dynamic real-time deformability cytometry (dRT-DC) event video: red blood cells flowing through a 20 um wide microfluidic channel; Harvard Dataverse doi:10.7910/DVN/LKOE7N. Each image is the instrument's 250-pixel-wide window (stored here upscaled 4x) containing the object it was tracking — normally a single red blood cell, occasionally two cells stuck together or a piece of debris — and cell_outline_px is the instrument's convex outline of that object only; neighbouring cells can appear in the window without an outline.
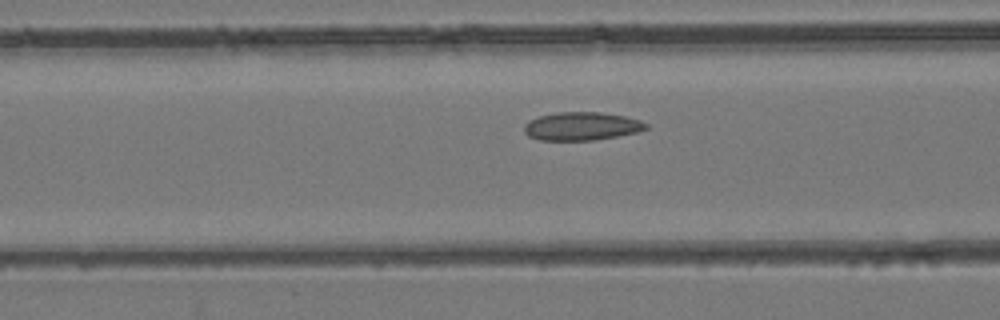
{"species": "common noctule bat (a hibernating species)", "species_latin": "Nyctalus noctula", "temperature_condition": "room temperature", "stored_images_in_passage": 37, "camera_frame_rate_fps": 3000, "um_per_image_px": 0.085, "animal": {"sex": "female", "body_mass_g": 24.6, "forearm_length_mm": 56.2}, "frame": {"image": 1, "passage_image": 14, "time_ms": 4.333, "image_size_px": [1000, 320], "cell_outline_px": [[648, 128], [636, 132], [616, 136], [592, 140], [540, 140], [528, 136], [524, 132], [524, 124], [528, 120], [540, 116], [556, 112], [600, 112], [624, 116], [640, 120], [648, 124]], "centroid_in_image_um": [49.41, 10.72], "position_along_channel_um": 117.2, "area_um2": 20.0}}
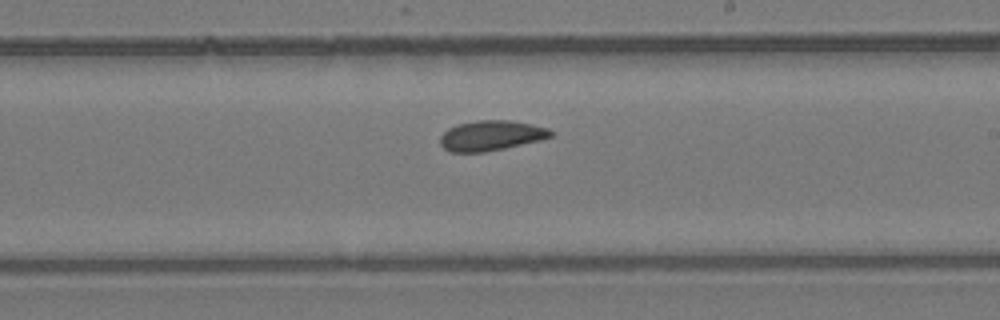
{"frame": {"image": 2, "passage_image": 23, "time_ms": 7.333, "image_size_px": [1000, 320], "cell_outline_px": [[552, 136], [540, 140], [504, 148], [484, 152], [448, 152], [440, 144], [440, 136], [448, 128], [456, 124], [476, 120], [508, 120], [532, 124], [548, 128], [552, 132]], "centroid_in_image_um": [41.7, 11.52], "position_along_channel_um": 247.3, "area_um2": 19.42}}
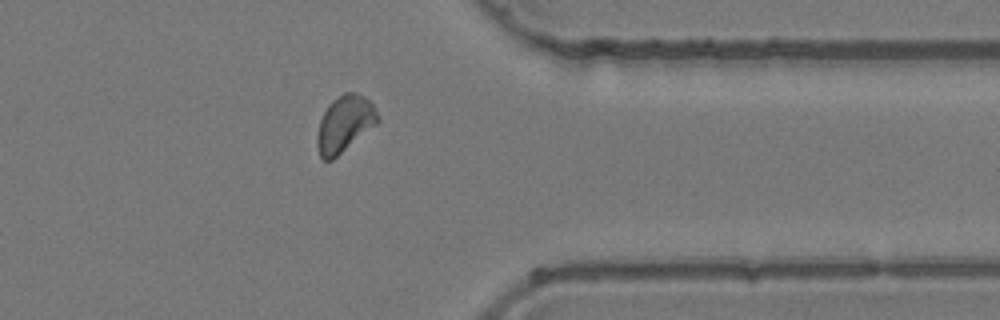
{"frame": {"image": 3, "passage_image": 33, "time_ms": 10.667, "image_size_px": [1000, 320], "cell_outline_px": [[380, 120], [376, 124], [332, 160], [324, 160], [320, 156], [316, 144], [316, 136], [320, 120], [328, 104], [332, 100], [344, 92], [356, 92], [364, 96], [372, 104]], "centroid_in_image_um": [29.26, 10.52], "position_along_channel_um": 382.1, "area_um2": 19.71}}